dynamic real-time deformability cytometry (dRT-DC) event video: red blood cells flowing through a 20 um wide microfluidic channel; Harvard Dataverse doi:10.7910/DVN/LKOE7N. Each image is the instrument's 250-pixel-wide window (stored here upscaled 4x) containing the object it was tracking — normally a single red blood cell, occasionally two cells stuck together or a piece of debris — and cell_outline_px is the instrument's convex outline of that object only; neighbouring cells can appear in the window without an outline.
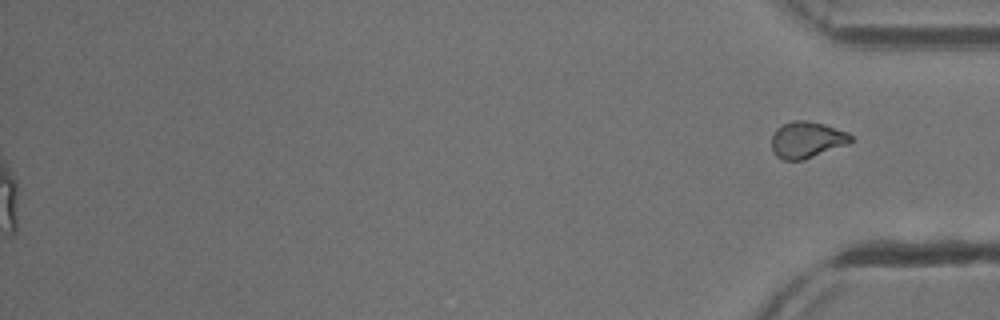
{"species": "common noctule bat (a hibernating species)", "species_latin": "Nyctalus noctula", "temperature_condition": "cold", "stored_images_in_passage": 55, "segment_of_instrument_passage": [2, 2], "camera_frame_rate_fps": 3000, "um_per_image_px": 0.085, "animal": {"sex": "male", "body_mass_g": 13.3}, "frame": {"image": 1, "passage_image": 55, "time_ms": 18.0, "image_size_px": [1000, 320], "cell_outline_px": [[852, 140], [848, 144], [804, 160], [784, 160], [776, 156], [772, 152], [772, 136], [776, 128], [792, 120], [804, 120], [824, 124], [848, 132], [852, 136]], "centroid_in_image_um": [68.57, 11.89], "position_along_channel_um": 366.6, "area_um2": 16.88}}